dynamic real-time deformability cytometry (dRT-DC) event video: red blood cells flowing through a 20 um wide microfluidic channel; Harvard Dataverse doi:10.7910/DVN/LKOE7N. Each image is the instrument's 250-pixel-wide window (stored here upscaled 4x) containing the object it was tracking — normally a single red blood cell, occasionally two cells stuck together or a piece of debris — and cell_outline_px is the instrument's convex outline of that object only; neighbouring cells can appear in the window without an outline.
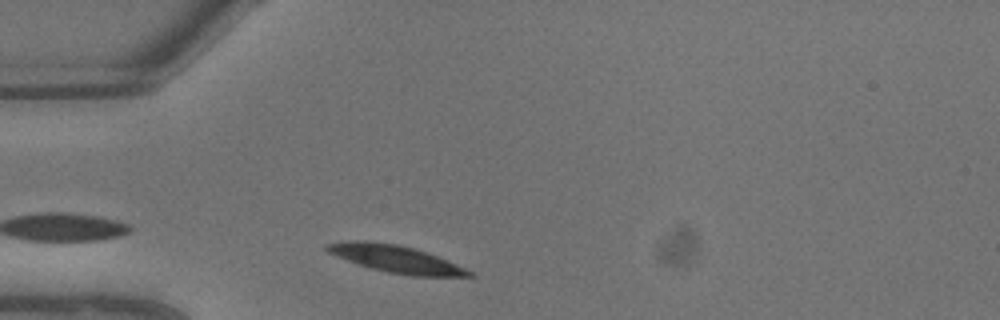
{"species": "common noctule bat (a hibernating species)", "species_latin": "Nyctalus noctula", "temperature_condition": "warm", "stored_images_in_passage": 4, "camera_frame_rate_fps": 3000, "um_per_image_px": 0.085, "animal": {"sex": "male", "body_mass_g": 13.3}, "frame": {"image": 1, "passage_image": 2, "time_ms": 0.333, "image_size_px": [1000, 320], "cell_outline_px": [[476, 276], [412, 276], [388, 272], [372, 268], [348, 260], [328, 252], [324, 248], [324, 244], [352, 240], [368, 240], [396, 244], [412, 248], [436, 256], [456, 264], [472, 272]], "centroid_in_image_um": [33.61, 22.0], "position_along_channel_um": 51.4, "area_um2": 22.08}}
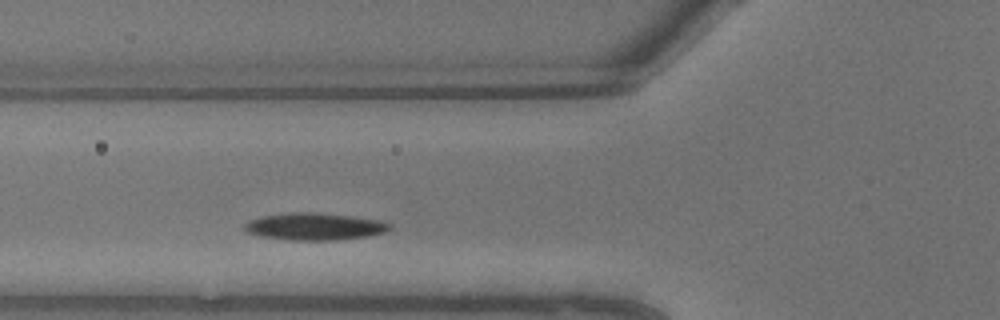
{"frame": {"image": 2, "passage_image": 4, "time_ms": 1.0, "image_size_px": [1000, 320], "cell_outline_px": [[392, 228], [384, 232], [364, 236], [336, 240], [288, 240], [260, 236], [248, 232], [244, 228], [244, 224], [248, 220], [260, 216], [288, 212], [316, 212], [352, 216], [380, 220], [392, 224]], "centroid_in_image_um": [26.71, 19.24], "position_along_channel_um": 99.1, "area_um2": 23.06}}